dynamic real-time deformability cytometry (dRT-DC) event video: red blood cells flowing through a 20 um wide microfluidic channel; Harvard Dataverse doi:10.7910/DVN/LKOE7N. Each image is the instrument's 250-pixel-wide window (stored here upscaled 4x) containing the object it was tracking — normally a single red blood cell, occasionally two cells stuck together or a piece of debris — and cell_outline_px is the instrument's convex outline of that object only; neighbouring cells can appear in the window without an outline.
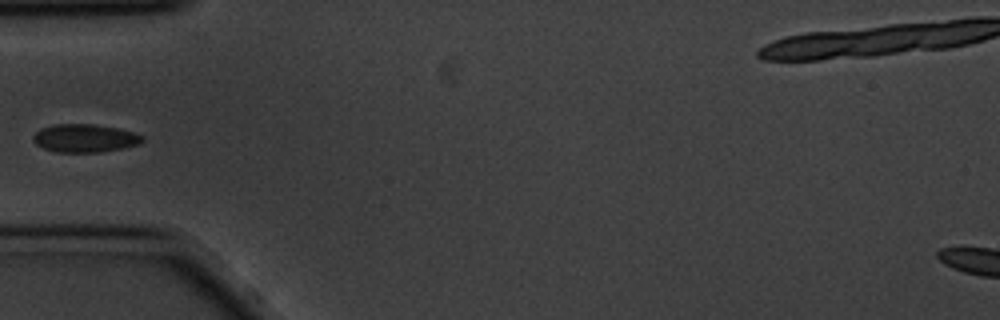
{"species": "common noctule bat (a hibernating species)", "species_latin": "Nyctalus noctula", "temperature_condition": "cold", "stored_images_in_passage": 41, "camera_frame_rate_fps": 3000, "um_per_image_px": 0.085, "animal": {"sex": "male", "body_mass_g": 20.1, "forearm_length_mm": 53.5}, "frame": {"image": 1, "passage_image": 1, "time_ms": 0.0, "image_size_px": [1000, 320], "cell_outline_px": [[144, 140], [140, 144], [100, 152], [56, 152], [44, 148], [36, 144], [32, 140], [32, 136], [40, 128], [52, 124], [92, 124], [120, 128], [136, 132], [144, 136]], "centroid_in_image_um": [7.21, 11.73], "position_along_channel_um": 77.8, "area_um2": 18.09}}
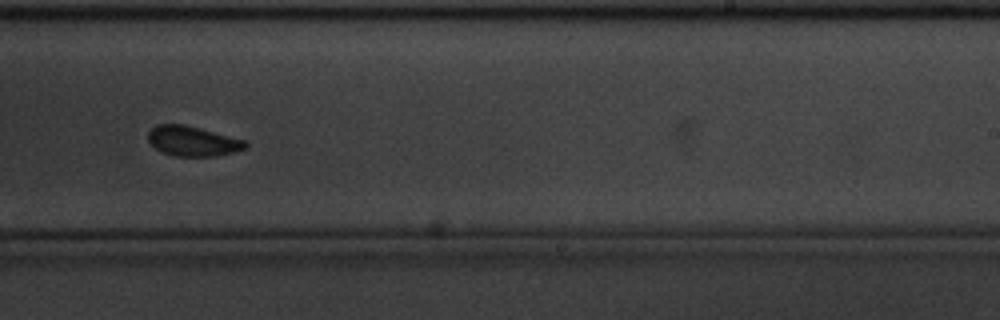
{"frame": {"image": 2, "passage_image": 18, "time_ms": 5.667, "image_size_px": [1000, 320], "cell_outline_px": [[248, 148], [216, 156], [172, 156], [160, 152], [148, 140], [148, 132], [156, 124], [184, 124], [248, 140]], "centroid_in_image_um": [16.4, 11.99], "position_along_channel_um": 272.6, "area_um2": 17.22}}
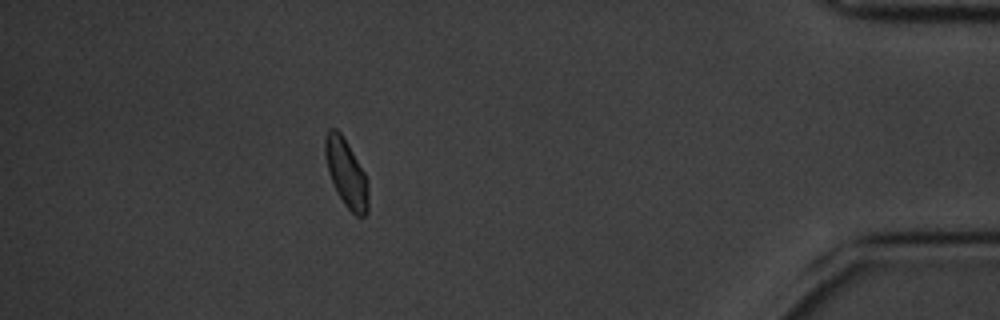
{"frame": {"image": 3, "passage_image": 34, "time_ms": 11.0, "image_size_px": [1000, 320], "cell_outline_px": [[368, 212], [364, 216], [356, 216], [344, 204], [328, 172], [324, 152], [324, 136], [328, 128], [336, 128], [340, 132], [348, 144], [364, 172], [368, 188]], "centroid_in_image_um": [29.41, 14.68], "position_along_channel_um": 405.8, "area_um2": 16.88}}